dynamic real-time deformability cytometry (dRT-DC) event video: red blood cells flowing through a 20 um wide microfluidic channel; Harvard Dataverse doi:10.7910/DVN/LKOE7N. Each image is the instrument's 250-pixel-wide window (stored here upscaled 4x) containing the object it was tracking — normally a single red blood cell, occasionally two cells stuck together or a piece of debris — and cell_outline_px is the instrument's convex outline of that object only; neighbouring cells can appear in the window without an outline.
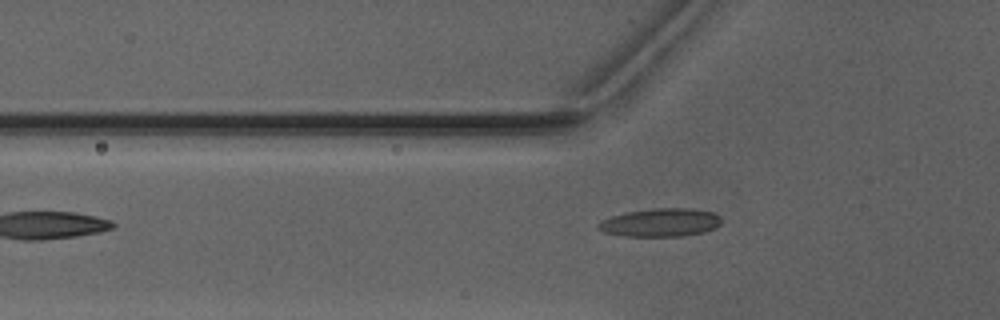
{"species": "Egyptian fruit bat (a non-hibernating species)", "species_latin": "Rousettus aegyptiacus", "temperature_condition": "warm", "stored_images_in_passage": 7, "camera_frame_rate_fps": 3000, "um_per_image_px": 0.085, "animal": {"sex": "male"}, "frame": {"image": 1, "passage_image": 6, "time_ms": 6.0, "image_size_px": [1000, 320], "cell_outline_px": [[720, 224], [716, 228], [704, 232], [680, 236], [624, 236], [604, 232], [596, 228], [596, 224], [600, 220], [624, 212], [652, 208], [692, 208], [712, 212], [720, 216]], "centroid_in_image_um": [56.11, 18.91], "position_along_channel_um": 69.7, "area_um2": 20.46}}
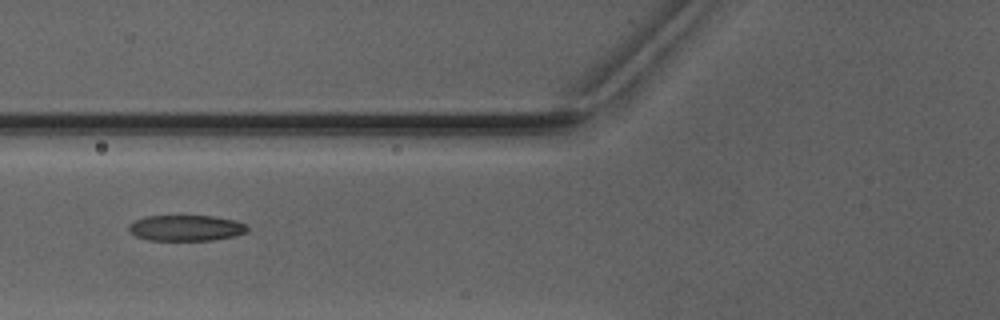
{"frame": {"image": 2, "passage_image": 7, "time_ms": 7.0, "image_size_px": [1000, 320], "cell_outline_px": [[248, 232], [236, 236], [212, 240], [148, 240], [136, 236], [128, 228], [128, 224], [144, 216], [212, 216], [236, 220], [244, 224], [248, 228]], "centroid_in_image_um": [15.83, 19.38], "position_along_channel_um": 110.0, "area_um2": 17.86}}